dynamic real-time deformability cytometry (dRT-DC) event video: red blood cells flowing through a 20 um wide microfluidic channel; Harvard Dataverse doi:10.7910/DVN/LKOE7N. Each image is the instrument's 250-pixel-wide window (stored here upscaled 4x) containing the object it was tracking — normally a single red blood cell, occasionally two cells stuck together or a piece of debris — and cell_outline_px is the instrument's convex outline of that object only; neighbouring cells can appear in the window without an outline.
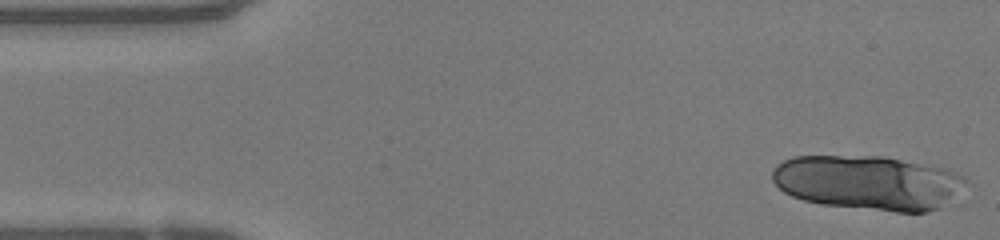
{"species": "human", "species_latin": "Homo sapiens", "temperature_condition": "warm", "stored_images_in_passage": 29, "segment_of_instrument_passage": [1, 2], "camera_frame_rate_fps": 3000, "um_per_image_px": 0.085, "donor": {"sex": "female"}, "frame": {"image": 1, "passage_image": 1, "time_ms": 0.0, "image_size_px": [1000, 240], "cell_outline_px": [[964, 180], [940, 208], [928, 212], [896, 212], [820, 204], [804, 200], [792, 196], [784, 192], [772, 180], [772, 168], [776, 164], [792, 156], [884, 156], [940, 168], [952, 172], [960, 176]], "centroid_in_image_um": [73.63, 15.52], "position_along_channel_um": 11.4, "area_um2": 60.46}}